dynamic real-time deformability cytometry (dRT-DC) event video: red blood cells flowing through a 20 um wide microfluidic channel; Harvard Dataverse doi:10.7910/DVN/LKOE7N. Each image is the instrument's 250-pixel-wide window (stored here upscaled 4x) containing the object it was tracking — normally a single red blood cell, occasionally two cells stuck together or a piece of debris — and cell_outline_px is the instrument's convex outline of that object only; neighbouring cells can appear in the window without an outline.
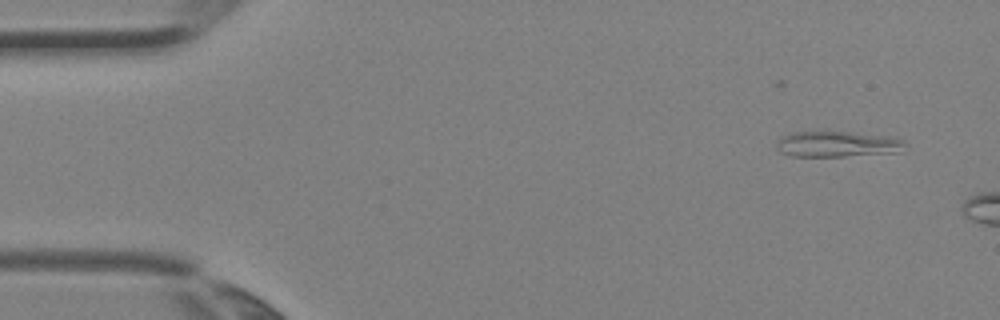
{"species": "Egyptian fruit bat (a non-hibernating species)", "species_latin": "Rousettus aegyptiacus", "temperature_condition": "room temperature", "stored_images_in_passage": 3, "camera_frame_rate_fps": 3000, "um_per_image_px": 0.085, "animal": {"sex": "female"}, "frame": {"image": 1, "passage_image": 1, "time_ms": 0.0, "image_size_px": [1000, 320], "cell_outline_px": [[908, 144], [900, 152], [844, 156], [792, 156], [780, 152], [776, 148], [776, 144], [780, 136], [792, 132], [828, 128], [892, 136], [904, 140]], "centroid_in_image_um": [71.17, 12.18], "position_along_channel_um": 13.8, "area_um2": 20.58}}